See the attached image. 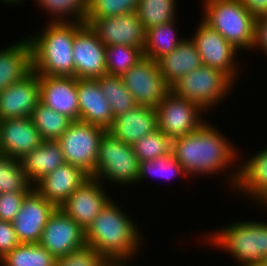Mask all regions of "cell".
Masks as SVG:
<instances>
[{
  "instance_id": "cell-1",
  "label": "cell",
  "mask_w": 267,
  "mask_h": 266,
  "mask_svg": "<svg viewBox=\"0 0 267 266\" xmlns=\"http://www.w3.org/2000/svg\"><path fill=\"white\" fill-rule=\"evenodd\" d=\"M239 149L218 127L208 121L198 130L172 139V153L189 180L200 175L212 177L226 173V185L229 184L231 190L238 179L237 162L243 157H239Z\"/></svg>"
},
{
  "instance_id": "cell-2",
  "label": "cell",
  "mask_w": 267,
  "mask_h": 266,
  "mask_svg": "<svg viewBox=\"0 0 267 266\" xmlns=\"http://www.w3.org/2000/svg\"><path fill=\"white\" fill-rule=\"evenodd\" d=\"M114 199L85 230L86 243L109 263L132 264L140 252L143 254L145 236L142 237L137 221Z\"/></svg>"
},
{
  "instance_id": "cell-3",
  "label": "cell",
  "mask_w": 267,
  "mask_h": 266,
  "mask_svg": "<svg viewBox=\"0 0 267 266\" xmlns=\"http://www.w3.org/2000/svg\"><path fill=\"white\" fill-rule=\"evenodd\" d=\"M41 29L27 37L32 51V70L38 75L75 77L73 41L77 22H48Z\"/></svg>"
},
{
  "instance_id": "cell-4",
  "label": "cell",
  "mask_w": 267,
  "mask_h": 266,
  "mask_svg": "<svg viewBox=\"0 0 267 266\" xmlns=\"http://www.w3.org/2000/svg\"><path fill=\"white\" fill-rule=\"evenodd\" d=\"M266 221L247 219L233 221L228 225L226 223V226L222 225L220 230L217 228V231L208 232L206 235L203 233L200 236L202 238L200 242L211 247L213 245V248H218L219 252L226 251L225 253H229L238 265L263 263L267 257Z\"/></svg>"
},
{
  "instance_id": "cell-5",
  "label": "cell",
  "mask_w": 267,
  "mask_h": 266,
  "mask_svg": "<svg viewBox=\"0 0 267 266\" xmlns=\"http://www.w3.org/2000/svg\"><path fill=\"white\" fill-rule=\"evenodd\" d=\"M202 20L237 50H251L255 17L238 0H202Z\"/></svg>"
},
{
  "instance_id": "cell-6",
  "label": "cell",
  "mask_w": 267,
  "mask_h": 266,
  "mask_svg": "<svg viewBox=\"0 0 267 266\" xmlns=\"http://www.w3.org/2000/svg\"><path fill=\"white\" fill-rule=\"evenodd\" d=\"M235 85L226 73L202 65L175 82L170 91L179 98L197 104L205 112H211L221 102L225 103L224 99L232 95Z\"/></svg>"
},
{
  "instance_id": "cell-7",
  "label": "cell",
  "mask_w": 267,
  "mask_h": 266,
  "mask_svg": "<svg viewBox=\"0 0 267 266\" xmlns=\"http://www.w3.org/2000/svg\"><path fill=\"white\" fill-rule=\"evenodd\" d=\"M140 162L134 154L132 145L114 138L105 132L99 143L96 169L92 178L99 180L105 186L137 185Z\"/></svg>"
},
{
  "instance_id": "cell-8",
  "label": "cell",
  "mask_w": 267,
  "mask_h": 266,
  "mask_svg": "<svg viewBox=\"0 0 267 266\" xmlns=\"http://www.w3.org/2000/svg\"><path fill=\"white\" fill-rule=\"evenodd\" d=\"M105 129L82 121H73L57 140L65 163L81 168L90 177L96 169L101 137Z\"/></svg>"
},
{
  "instance_id": "cell-9",
  "label": "cell",
  "mask_w": 267,
  "mask_h": 266,
  "mask_svg": "<svg viewBox=\"0 0 267 266\" xmlns=\"http://www.w3.org/2000/svg\"><path fill=\"white\" fill-rule=\"evenodd\" d=\"M189 37L194 42L202 64L226 73L235 83L242 74L238 52L219 32L212 29L200 17V21ZM237 56V57H236ZM238 78V79H237Z\"/></svg>"
},
{
  "instance_id": "cell-10",
  "label": "cell",
  "mask_w": 267,
  "mask_h": 266,
  "mask_svg": "<svg viewBox=\"0 0 267 266\" xmlns=\"http://www.w3.org/2000/svg\"><path fill=\"white\" fill-rule=\"evenodd\" d=\"M158 129L174 139L198 130L208 119L197 104L175 96L171 91L156 107ZM204 116V117H203Z\"/></svg>"
},
{
  "instance_id": "cell-11",
  "label": "cell",
  "mask_w": 267,
  "mask_h": 266,
  "mask_svg": "<svg viewBox=\"0 0 267 266\" xmlns=\"http://www.w3.org/2000/svg\"><path fill=\"white\" fill-rule=\"evenodd\" d=\"M120 77L140 106L156 108L170 92L157 61L145 56Z\"/></svg>"
},
{
  "instance_id": "cell-12",
  "label": "cell",
  "mask_w": 267,
  "mask_h": 266,
  "mask_svg": "<svg viewBox=\"0 0 267 266\" xmlns=\"http://www.w3.org/2000/svg\"><path fill=\"white\" fill-rule=\"evenodd\" d=\"M73 60L77 79H96L107 74L106 46L89 24L77 22Z\"/></svg>"
},
{
  "instance_id": "cell-13",
  "label": "cell",
  "mask_w": 267,
  "mask_h": 266,
  "mask_svg": "<svg viewBox=\"0 0 267 266\" xmlns=\"http://www.w3.org/2000/svg\"><path fill=\"white\" fill-rule=\"evenodd\" d=\"M85 23L91 26L105 46L123 44L142 50L145 47L146 31L136 11L116 17L85 18Z\"/></svg>"
},
{
  "instance_id": "cell-14",
  "label": "cell",
  "mask_w": 267,
  "mask_h": 266,
  "mask_svg": "<svg viewBox=\"0 0 267 266\" xmlns=\"http://www.w3.org/2000/svg\"><path fill=\"white\" fill-rule=\"evenodd\" d=\"M99 180L90 177L62 204L60 209L86 230L113 199Z\"/></svg>"
},
{
  "instance_id": "cell-15",
  "label": "cell",
  "mask_w": 267,
  "mask_h": 266,
  "mask_svg": "<svg viewBox=\"0 0 267 266\" xmlns=\"http://www.w3.org/2000/svg\"><path fill=\"white\" fill-rule=\"evenodd\" d=\"M39 244L58 259L87 245L85 230L57 207L43 229Z\"/></svg>"
},
{
  "instance_id": "cell-16",
  "label": "cell",
  "mask_w": 267,
  "mask_h": 266,
  "mask_svg": "<svg viewBox=\"0 0 267 266\" xmlns=\"http://www.w3.org/2000/svg\"><path fill=\"white\" fill-rule=\"evenodd\" d=\"M57 207L34 188L25 196L12 221L20 243H39L49 217Z\"/></svg>"
},
{
  "instance_id": "cell-17",
  "label": "cell",
  "mask_w": 267,
  "mask_h": 266,
  "mask_svg": "<svg viewBox=\"0 0 267 266\" xmlns=\"http://www.w3.org/2000/svg\"><path fill=\"white\" fill-rule=\"evenodd\" d=\"M39 75L31 71L0 92V120L30 117L40 102Z\"/></svg>"
},
{
  "instance_id": "cell-18",
  "label": "cell",
  "mask_w": 267,
  "mask_h": 266,
  "mask_svg": "<svg viewBox=\"0 0 267 266\" xmlns=\"http://www.w3.org/2000/svg\"><path fill=\"white\" fill-rule=\"evenodd\" d=\"M262 149L247 160L243 158L242 163L238 162V179L233 193H240L239 196L247 197L260 205L259 208L267 210V146Z\"/></svg>"
},
{
  "instance_id": "cell-19",
  "label": "cell",
  "mask_w": 267,
  "mask_h": 266,
  "mask_svg": "<svg viewBox=\"0 0 267 266\" xmlns=\"http://www.w3.org/2000/svg\"><path fill=\"white\" fill-rule=\"evenodd\" d=\"M42 141L30 117L2 119L0 122V154L21 160Z\"/></svg>"
},
{
  "instance_id": "cell-20",
  "label": "cell",
  "mask_w": 267,
  "mask_h": 266,
  "mask_svg": "<svg viewBox=\"0 0 267 266\" xmlns=\"http://www.w3.org/2000/svg\"><path fill=\"white\" fill-rule=\"evenodd\" d=\"M40 102L66 115L73 121H79V102L77 78L39 75Z\"/></svg>"
},
{
  "instance_id": "cell-21",
  "label": "cell",
  "mask_w": 267,
  "mask_h": 266,
  "mask_svg": "<svg viewBox=\"0 0 267 266\" xmlns=\"http://www.w3.org/2000/svg\"><path fill=\"white\" fill-rule=\"evenodd\" d=\"M90 176L81 168L64 163L40 179L33 188L56 207H61Z\"/></svg>"
},
{
  "instance_id": "cell-22",
  "label": "cell",
  "mask_w": 267,
  "mask_h": 266,
  "mask_svg": "<svg viewBox=\"0 0 267 266\" xmlns=\"http://www.w3.org/2000/svg\"><path fill=\"white\" fill-rule=\"evenodd\" d=\"M79 120L105 129L114 122L110 104L97 79H77Z\"/></svg>"
},
{
  "instance_id": "cell-23",
  "label": "cell",
  "mask_w": 267,
  "mask_h": 266,
  "mask_svg": "<svg viewBox=\"0 0 267 266\" xmlns=\"http://www.w3.org/2000/svg\"><path fill=\"white\" fill-rule=\"evenodd\" d=\"M158 129L156 108L137 105L130 111L121 113L107 130L114 138L133 145L144 135Z\"/></svg>"
},
{
  "instance_id": "cell-24",
  "label": "cell",
  "mask_w": 267,
  "mask_h": 266,
  "mask_svg": "<svg viewBox=\"0 0 267 266\" xmlns=\"http://www.w3.org/2000/svg\"><path fill=\"white\" fill-rule=\"evenodd\" d=\"M15 42L0 49V92L32 71V51L27 35L26 39Z\"/></svg>"
},
{
  "instance_id": "cell-25",
  "label": "cell",
  "mask_w": 267,
  "mask_h": 266,
  "mask_svg": "<svg viewBox=\"0 0 267 266\" xmlns=\"http://www.w3.org/2000/svg\"><path fill=\"white\" fill-rule=\"evenodd\" d=\"M157 63L169 87L185 74L203 65L198 49L189 36L185 37L171 53L159 58Z\"/></svg>"
},
{
  "instance_id": "cell-26",
  "label": "cell",
  "mask_w": 267,
  "mask_h": 266,
  "mask_svg": "<svg viewBox=\"0 0 267 266\" xmlns=\"http://www.w3.org/2000/svg\"><path fill=\"white\" fill-rule=\"evenodd\" d=\"M27 179L34 186L40 179L65 163L63 152L57 141L43 140L21 160Z\"/></svg>"
},
{
  "instance_id": "cell-27",
  "label": "cell",
  "mask_w": 267,
  "mask_h": 266,
  "mask_svg": "<svg viewBox=\"0 0 267 266\" xmlns=\"http://www.w3.org/2000/svg\"><path fill=\"white\" fill-rule=\"evenodd\" d=\"M177 19L163 25H157L146 30L144 56L157 61L162 56L171 53L185 39L179 36L176 28Z\"/></svg>"
},
{
  "instance_id": "cell-28",
  "label": "cell",
  "mask_w": 267,
  "mask_h": 266,
  "mask_svg": "<svg viewBox=\"0 0 267 266\" xmlns=\"http://www.w3.org/2000/svg\"><path fill=\"white\" fill-rule=\"evenodd\" d=\"M35 2L38 9L50 16L49 22L85 23L87 0H35Z\"/></svg>"
},
{
  "instance_id": "cell-29",
  "label": "cell",
  "mask_w": 267,
  "mask_h": 266,
  "mask_svg": "<svg viewBox=\"0 0 267 266\" xmlns=\"http://www.w3.org/2000/svg\"><path fill=\"white\" fill-rule=\"evenodd\" d=\"M31 120L34 122L42 140L57 141L73 122L66 115L39 102L34 109Z\"/></svg>"
},
{
  "instance_id": "cell-30",
  "label": "cell",
  "mask_w": 267,
  "mask_h": 266,
  "mask_svg": "<svg viewBox=\"0 0 267 266\" xmlns=\"http://www.w3.org/2000/svg\"><path fill=\"white\" fill-rule=\"evenodd\" d=\"M1 266H55L56 258L39 243H20L1 260Z\"/></svg>"
},
{
  "instance_id": "cell-31",
  "label": "cell",
  "mask_w": 267,
  "mask_h": 266,
  "mask_svg": "<svg viewBox=\"0 0 267 266\" xmlns=\"http://www.w3.org/2000/svg\"><path fill=\"white\" fill-rule=\"evenodd\" d=\"M177 0H138L136 13L145 29L177 19Z\"/></svg>"
},
{
  "instance_id": "cell-32",
  "label": "cell",
  "mask_w": 267,
  "mask_h": 266,
  "mask_svg": "<svg viewBox=\"0 0 267 266\" xmlns=\"http://www.w3.org/2000/svg\"><path fill=\"white\" fill-rule=\"evenodd\" d=\"M96 79L110 104L114 118L138 105L120 76L106 74Z\"/></svg>"
},
{
  "instance_id": "cell-33",
  "label": "cell",
  "mask_w": 267,
  "mask_h": 266,
  "mask_svg": "<svg viewBox=\"0 0 267 266\" xmlns=\"http://www.w3.org/2000/svg\"><path fill=\"white\" fill-rule=\"evenodd\" d=\"M177 176L179 178L180 176L184 177L183 179H185L186 181L189 178L183 167L171 152L170 154L164 155L157 159L140 162L137 185L142 184L141 181L144 182L146 181V179L150 181L152 177H154L155 179L157 178L162 180H173Z\"/></svg>"
},
{
  "instance_id": "cell-34",
  "label": "cell",
  "mask_w": 267,
  "mask_h": 266,
  "mask_svg": "<svg viewBox=\"0 0 267 266\" xmlns=\"http://www.w3.org/2000/svg\"><path fill=\"white\" fill-rule=\"evenodd\" d=\"M33 189L21 161L0 154V194L8 192L29 193Z\"/></svg>"
},
{
  "instance_id": "cell-35",
  "label": "cell",
  "mask_w": 267,
  "mask_h": 266,
  "mask_svg": "<svg viewBox=\"0 0 267 266\" xmlns=\"http://www.w3.org/2000/svg\"><path fill=\"white\" fill-rule=\"evenodd\" d=\"M144 57L141 48L128 45L106 46L108 75L121 76Z\"/></svg>"
},
{
  "instance_id": "cell-36",
  "label": "cell",
  "mask_w": 267,
  "mask_h": 266,
  "mask_svg": "<svg viewBox=\"0 0 267 266\" xmlns=\"http://www.w3.org/2000/svg\"><path fill=\"white\" fill-rule=\"evenodd\" d=\"M132 147L139 162L149 161L170 154L172 152V139L157 129L144 135Z\"/></svg>"
},
{
  "instance_id": "cell-37",
  "label": "cell",
  "mask_w": 267,
  "mask_h": 266,
  "mask_svg": "<svg viewBox=\"0 0 267 266\" xmlns=\"http://www.w3.org/2000/svg\"><path fill=\"white\" fill-rule=\"evenodd\" d=\"M138 0H87L86 18L116 17L136 11Z\"/></svg>"
},
{
  "instance_id": "cell-38",
  "label": "cell",
  "mask_w": 267,
  "mask_h": 266,
  "mask_svg": "<svg viewBox=\"0 0 267 266\" xmlns=\"http://www.w3.org/2000/svg\"><path fill=\"white\" fill-rule=\"evenodd\" d=\"M108 261L89 245L56 259L55 266H107Z\"/></svg>"
},
{
  "instance_id": "cell-39",
  "label": "cell",
  "mask_w": 267,
  "mask_h": 266,
  "mask_svg": "<svg viewBox=\"0 0 267 266\" xmlns=\"http://www.w3.org/2000/svg\"><path fill=\"white\" fill-rule=\"evenodd\" d=\"M28 193L8 192L0 194V220L12 222L20 211L23 199Z\"/></svg>"
},
{
  "instance_id": "cell-40",
  "label": "cell",
  "mask_w": 267,
  "mask_h": 266,
  "mask_svg": "<svg viewBox=\"0 0 267 266\" xmlns=\"http://www.w3.org/2000/svg\"><path fill=\"white\" fill-rule=\"evenodd\" d=\"M19 244L12 222L0 220V260Z\"/></svg>"
},
{
  "instance_id": "cell-41",
  "label": "cell",
  "mask_w": 267,
  "mask_h": 266,
  "mask_svg": "<svg viewBox=\"0 0 267 266\" xmlns=\"http://www.w3.org/2000/svg\"><path fill=\"white\" fill-rule=\"evenodd\" d=\"M259 50L263 51L267 56V16H259L255 19L254 43L251 49L252 52Z\"/></svg>"
},
{
  "instance_id": "cell-42",
  "label": "cell",
  "mask_w": 267,
  "mask_h": 266,
  "mask_svg": "<svg viewBox=\"0 0 267 266\" xmlns=\"http://www.w3.org/2000/svg\"><path fill=\"white\" fill-rule=\"evenodd\" d=\"M255 18L267 16V0H238Z\"/></svg>"
},
{
  "instance_id": "cell-43",
  "label": "cell",
  "mask_w": 267,
  "mask_h": 266,
  "mask_svg": "<svg viewBox=\"0 0 267 266\" xmlns=\"http://www.w3.org/2000/svg\"><path fill=\"white\" fill-rule=\"evenodd\" d=\"M3 2L8 4L9 6L13 5V6H21V4H23V2H25L26 0H0V2Z\"/></svg>"
},
{
  "instance_id": "cell-44",
  "label": "cell",
  "mask_w": 267,
  "mask_h": 266,
  "mask_svg": "<svg viewBox=\"0 0 267 266\" xmlns=\"http://www.w3.org/2000/svg\"><path fill=\"white\" fill-rule=\"evenodd\" d=\"M107 266H132L130 263H108Z\"/></svg>"
},
{
  "instance_id": "cell-45",
  "label": "cell",
  "mask_w": 267,
  "mask_h": 266,
  "mask_svg": "<svg viewBox=\"0 0 267 266\" xmlns=\"http://www.w3.org/2000/svg\"><path fill=\"white\" fill-rule=\"evenodd\" d=\"M240 266H263V264L262 263H252V264H243Z\"/></svg>"
},
{
  "instance_id": "cell-46",
  "label": "cell",
  "mask_w": 267,
  "mask_h": 266,
  "mask_svg": "<svg viewBox=\"0 0 267 266\" xmlns=\"http://www.w3.org/2000/svg\"><path fill=\"white\" fill-rule=\"evenodd\" d=\"M262 264L263 266H267V257L264 259V262Z\"/></svg>"
}]
</instances>
